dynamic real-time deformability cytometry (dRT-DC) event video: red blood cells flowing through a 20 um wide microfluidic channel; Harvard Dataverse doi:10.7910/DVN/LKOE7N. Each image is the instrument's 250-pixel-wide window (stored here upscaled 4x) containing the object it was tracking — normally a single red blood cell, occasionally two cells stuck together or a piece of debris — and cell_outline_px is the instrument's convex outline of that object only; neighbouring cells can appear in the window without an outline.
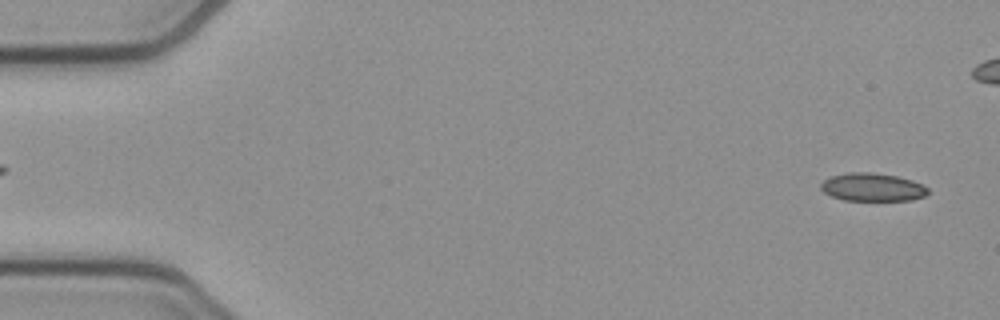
{"species": "common noctule bat (a hibernating species)", "species_latin": "Nyctalus noctula", "temperature_condition": "cold", "stored_images_in_passage": 46, "camera_frame_rate_fps": 3000, "um_per_image_px": 0.085, "animal": {"sex": "female", "body_mass_g": 21.9}, "frame": {"image": 1, "passage_image": 2, "time_ms": 0.333, "image_size_px": [1000, 320], "cell_outline_px": [[928, 192], [924, 196], [912, 200], [844, 200], [832, 196], [824, 192], [820, 188], [820, 184], [824, 180], [832, 176], [848, 172], [872, 172], [896, 176], [912, 180], [924, 184], [928, 188]], "centroid_in_image_um": [74.17, 15.9], "position_along_channel_um": 10.8, "area_um2": 17.51}}
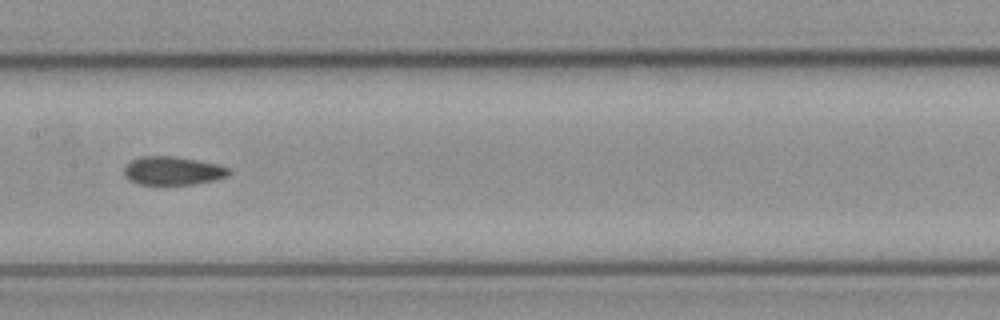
{"frame": {"image": 2, "passage_image": 26, "time_ms": 8.333, "image_size_px": [1000, 320], "cell_outline_px": [[228, 176], [212, 180], [192, 184], [136, 184], [128, 180], [124, 176], [124, 168], [132, 160], [140, 156], [172, 156], [196, 160], [216, 164], [228, 168]], "centroid_in_image_um": [14.61, 14.51], "position_along_channel_um": 192.8, "area_um2": 17.11}}
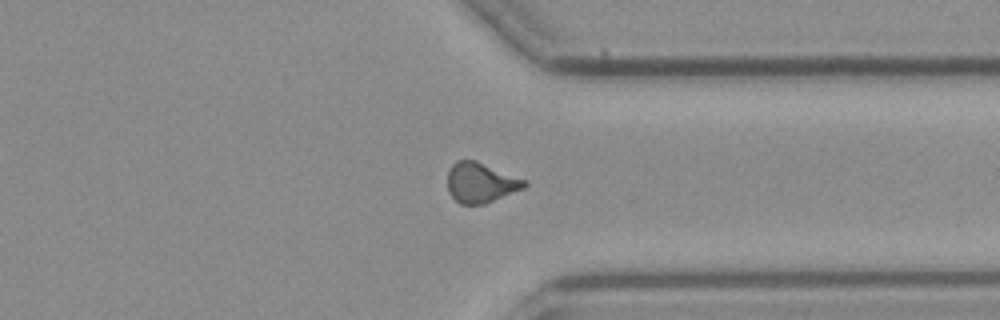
{"frame": {"image": 3, "passage_image": 40, "time_ms": 13.0, "image_size_px": [1000, 320], "cell_outline_px": [[528, 184], [524, 188], [484, 204], [460, 204], [448, 192], [448, 168], [456, 160], [476, 160], [528, 180]], "centroid_in_image_um": [40.87, 15.5], "position_along_channel_um": 370.5, "area_um2": 18.09}}